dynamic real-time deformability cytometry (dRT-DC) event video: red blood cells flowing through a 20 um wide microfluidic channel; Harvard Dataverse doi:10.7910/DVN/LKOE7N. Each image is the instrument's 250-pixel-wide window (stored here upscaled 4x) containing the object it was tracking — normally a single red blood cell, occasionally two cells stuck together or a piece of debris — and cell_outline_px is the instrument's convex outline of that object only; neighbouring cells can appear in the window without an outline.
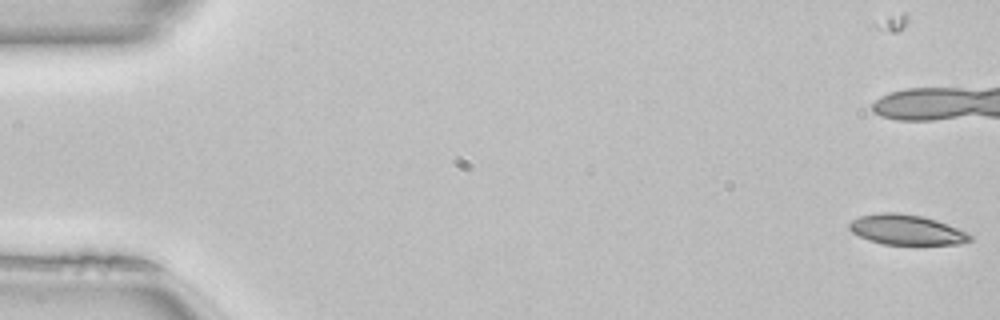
{"species": "common noctule bat (a hibernating species)", "species_latin": "Nyctalus noctula", "temperature_condition": "room temperature", "stored_images_in_passage": 20, "camera_frame_rate_fps": 3000, "um_per_image_px": 0.085, "animal": {"sex": "female", "body_mass_g": 22.7, "forearm_length_mm": 54.2}, "frame": {"image": 1, "passage_image": 1, "time_ms": 0.0, "image_size_px": [1000, 320], "cell_outline_px": [[972, 240], [960, 244], [884, 244], [868, 240], [852, 232], [848, 228], [848, 224], [852, 220], [860, 216], [880, 212], [896, 212], [924, 216], [936, 220], [968, 232], [972, 236]], "centroid_in_image_um": [77.05, 19.52], "position_along_channel_um": 8.0, "area_um2": 21.21}}